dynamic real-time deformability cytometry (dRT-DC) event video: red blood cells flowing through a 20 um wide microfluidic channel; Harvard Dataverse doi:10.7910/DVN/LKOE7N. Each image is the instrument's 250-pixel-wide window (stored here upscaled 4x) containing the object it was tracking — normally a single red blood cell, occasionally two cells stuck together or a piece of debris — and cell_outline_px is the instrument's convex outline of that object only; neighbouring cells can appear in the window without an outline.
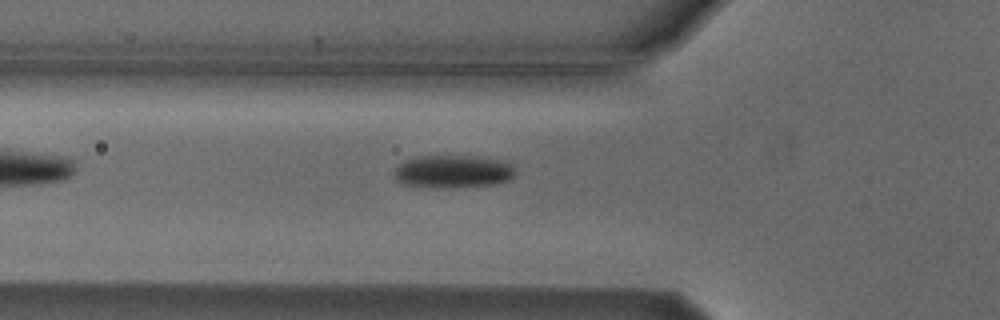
{"species": "Egyptian fruit bat (a non-hibernating species)", "species_latin": "Rousettus aegyptiacus", "temperature_condition": "cold", "stored_images_in_passage": 5, "camera_frame_rate_fps": 3000, "um_per_image_px": 0.085, "animal": {"sex": "male"}, "frame": {"image": 1, "passage_image": 5, "time_ms": 4.667, "image_size_px": [1000, 320], "cell_outline_px": [[512, 176], [508, 180], [492, 184], [404, 184], [396, 180], [396, 168], [404, 160], [416, 156], [476, 156], [500, 160], [508, 164], [512, 168]], "centroid_in_image_um": [38.48, 14.49], "position_along_channel_um": 87.3, "area_um2": 21.33}}